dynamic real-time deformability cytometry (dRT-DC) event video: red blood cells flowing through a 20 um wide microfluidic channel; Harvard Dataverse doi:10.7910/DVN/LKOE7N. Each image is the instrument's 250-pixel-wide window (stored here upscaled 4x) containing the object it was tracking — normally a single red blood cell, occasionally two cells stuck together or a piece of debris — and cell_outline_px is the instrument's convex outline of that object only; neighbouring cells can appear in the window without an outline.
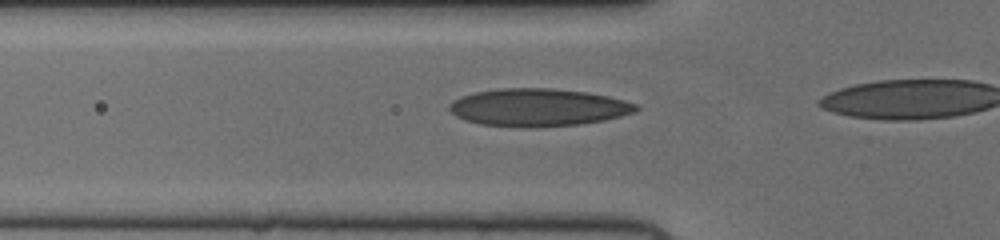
{"species": "human", "species_latin": "Homo sapiens", "temperature_condition": "cold", "stored_images_in_passage": 8, "camera_frame_rate_fps": 3000, "um_per_image_px": 0.085, "donor": {"sex": "female"}, "frame": {"image": 1, "passage_image": 3, "time_ms": 0.667, "image_size_px": [1000, 240], "cell_outline_px": [[640, 108], [636, 112], [604, 120], [580, 124], [532, 128], [520, 128], [480, 124], [464, 120], [456, 116], [448, 108], [452, 100], [460, 96], [476, 92], [500, 88], [552, 88], [584, 92], [608, 96], [624, 100], [636, 104]], "centroid_in_image_um": [45.72, 9.14], "position_along_channel_um": 80.1, "area_um2": 41.21}}
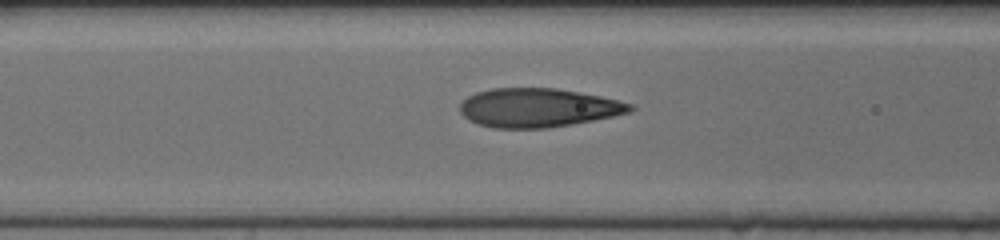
{"frame": {"image": 2, "passage_image": 6, "time_ms": 1.667, "image_size_px": [1000, 240], "cell_outline_px": [[636, 108], [628, 112], [612, 116], [572, 124], [548, 128], [496, 128], [480, 124], [468, 120], [460, 112], [460, 104], [468, 96], [476, 92], [492, 88], [556, 88], [600, 96], [632, 104]], "centroid_in_image_um": [45.71, 9.15], "position_along_channel_um": 120.9, "area_um2": 38.26}}